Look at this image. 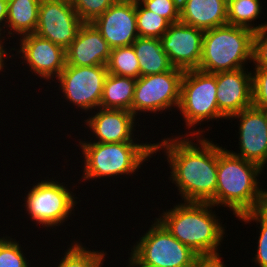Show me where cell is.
<instances>
[{
	"label": "cell",
	"instance_id": "obj_1",
	"mask_svg": "<svg viewBox=\"0 0 267 267\" xmlns=\"http://www.w3.org/2000/svg\"><path fill=\"white\" fill-rule=\"evenodd\" d=\"M175 135L155 144V155L164 150L171 170L168 178L184 202H208L215 206L218 143L203 136ZM192 138V139H191ZM166 154V155H165Z\"/></svg>",
	"mask_w": 267,
	"mask_h": 267
},
{
	"label": "cell",
	"instance_id": "obj_2",
	"mask_svg": "<svg viewBox=\"0 0 267 267\" xmlns=\"http://www.w3.org/2000/svg\"><path fill=\"white\" fill-rule=\"evenodd\" d=\"M263 170L218 144L215 207H227L236 217L266 207L267 189L260 187L258 178Z\"/></svg>",
	"mask_w": 267,
	"mask_h": 267
},
{
	"label": "cell",
	"instance_id": "obj_3",
	"mask_svg": "<svg viewBox=\"0 0 267 267\" xmlns=\"http://www.w3.org/2000/svg\"><path fill=\"white\" fill-rule=\"evenodd\" d=\"M215 206L208 202H179L163 210L156 218L178 241L189 247L199 257L221 255L225 237Z\"/></svg>",
	"mask_w": 267,
	"mask_h": 267
},
{
	"label": "cell",
	"instance_id": "obj_4",
	"mask_svg": "<svg viewBox=\"0 0 267 267\" xmlns=\"http://www.w3.org/2000/svg\"><path fill=\"white\" fill-rule=\"evenodd\" d=\"M92 139L80 140L78 144L84 158L81 162L84 165L81 176L84 183L90 179H113L125 174L131 177L155 154L154 143H96L91 142Z\"/></svg>",
	"mask_w": 267,
	"mask_h": 267
},
{
	"label": "cell",
	"instance_id": "obj_5",
	"mask_svg": "<svg viewBox=\"0 0 267 267\" xmlns=\"http://www.w3.org/2000/svg\"><path fill=\"white\" fill-rule=\"evenodd\" d=\"M253 37L252 30L235 25L205 30L198 70L215 74L245 68L253 61Z\"/></svg>",
	"mask_w": 267,
	"mask_h": 267
},
{
	"label": "cell",
	"instance_id": "obj_6",
	"mask_svg": "<svg viewBox=\"0 0 267 267\" xmlns=\"http://www.w3.org/2000/svg\"><path fill=\"white\" fill-rule=\"evenodd\" d=\"M154 221V222H153ZM131 246L128 267H193L199 257L156 219Z\"/></svg>",
	"mask_w": 267,
	"mask_h": 267
},
{
	"label": "cell",
	"instance_id": "obj_7",
	"mask_svg": "<svg viewBox=\"0 0 267 267\" xmlns=\"http://www.w3.org/2000/svg\"><path fill=\"white\" fill-rule=\"evenodd\" d=\"M216 90V73H206L198 69L184 71L177 109L184 118L186 129L191 130L186 131L189 134L185 133L184 136H205L204 127L203 130L201 127L198 130L193 128L206 121L227 119L218 109Z\"/></svg>",
	"mask_w": 267,
	"mask_h": 267
},
{
	"label": "cell",
	"instance_id": "obj_8",
	"mask_svg": "<svg viewBox=\"0 0 267 267\" xmlns=\"http://www.w3.org/2000/svg\"><path fill=\"white\" fill-rule=\"evenodd\" d=\"M64 183L54 179H42L25 194V213L37 226L42 225L46 230L57 229L56 226L63 225L68 217L74 214V206L79 203L76 200L78 197L70 191L68 184L65 186Z\"/></svg>",
	"mask_w": 267,
	"mask_h": 267
},
{
	"label": "cell",
	"instance_id": "obj_9",
	"mask_svg": "<svg viewBox=\"0 0 267 267\" xmlns=\"http://www.w3.org/2000/svg\"><path fill=\"white\" fill-rule=\"evenodd\" d=\"M183 75V70L173 67L167 72L137 78L132 101L133 115L138 117L141 113L157 114L178 109Z\"/></svg>",
	"mask_w": 267,
	"mask_h": 267
},
{
	"label": "cell",
	"instance_id": "obj_10",
	"mask_svg": "<svg viewBox=\"0 0 267 267\" xmlns=\"http://www.w3.org/2000/svg\"><path fill=\"white\" fill-rule=\"evenodd\" d=\"M108 75L107 65L71 66L65 65L56 78L63 98L80 108L82 112L100 108L105 79Z\"/></svg>",
	"mask_w": 267,
	"mask_h": 267
},
{
	"label": "cell",
	"instance_id": "obj_11",
	"mask_svg": "<svg viewBox=\"0 0 267 267\" xmlns=\"http://www.w3.org/2000/svg\"><path fill=\"white\" fill-rule=\"evenodd\" d=\"M82 24L71 0H41L35 34L66 49Z\"/></svg>",
	"mask_w": 267,
	"mask_h": 267
},
{
	"label": "cell",
	"instance_id": "obj_12",
	"mask_svg": "<svg viewBox=\"0 0 267 267\" xmlns=\"http://www.w3.org/2000/svg\"><path fill=\"white\" fill-rule=\"evenodd\" d=\"M17 40L20 41V47L18 49L11 47L8 52L16 50L17 55L21 54L19 58L23 59L22 64L26 63L29 71L38 75L40 79L54 81L65 68L66 54L62 46L35 33L24 35Z\"/></svg>",
	"mask_w": 267,
	"mask_h": 267
},
{
	"label": "cell",
	"instance_id": "obj_13",
	"mask_svg": "<svg viewBox=\"0 0 267 267\" xmlns=\"http://www.w3.org/2000/svg\"><path fill=\"white\" fill-rule=\"evenodd\" d=\"M239 119V152L233 155L267 167V110L249 107L229 117Z\"/></svg>",
	"mask_w": 267,
	"mask_h": 267
},
{
	"label": "cell",
	"instance_id": "obj_14",
	"mask_svg": "<svg viewBox=\"0 0 267 267\" xmlns=\"http://www.w3.org/2000/svg\"><path fill=\"white\" fill-rule=\"evenodd\" d=\"M203 35L204 30L180 21L170 24L160 40L174 68L183 71L199 68L202 58Z\"/></svg>",
	"mask_w": 267,
	"mask_h": 267
},
{
	"label": "cell",
	"instance_id": "obj_15",
	"mask_svg": "<svg viewBox=\"0 0 267 267\" xmlns=\"http://www.w3.org/2000/svg\"><path fill=\"white\" fill-rule=\"evenodd\" d=\"M92 24L111 49L131 46L139 37L136 21V0H117Z\"/></svg>",
	"mask_w": 267,
	"mask_h": 267
},
{
	"label": "cell",
	"instance_id": "obj_16",
	"mask_svg": "<svg viewBox=\"0 0 267 267\" xmlns=\"http://www.w3.org/2000/svg\"><path fill=\"white\" fill-rule=\"evenodd\" d=\"M245 69L216 73L217 105L227 119L252 106V74Z\"/></svg>",
	"mask_w": 267,
	"mask_h": 267
},
{
	"label": "cell",
	"instance_id": "obj_17",
	"mask_svg": "<svg viewBox=\"0 0 267 267\" xmlns=\"http://www.w3.org/2000/svg\"><path fill=\"white\" fill-rule=\"evenodd\" d=\"M97 112L84 120L88 129L96 137V143L137 142L134 136L136 119L130 111L98 108ZM135 127V128H134ZM97 138V139H96ZM137 139V141H136Z\"/></svg>",
	"mask_w": 267,
	"mask_h": 267
},
{
	"label": "cell",
	"instance_id": "obj_18",
	"mask_svg": "<svg viewBox=\"0 0 267 267\" xmlns=\"http://www.w3.org/2000/svg\"><path fill=\"white\" fill-rule=\"evenodd\" d=\"M111 47L92 23H83L75 40L65 49L66 65H107Z\"/></svg>",
	"mask_w": 267,
	"mask_h": 267
},
{
	"label": "cell",
	"instance_id": "obj_19",
	"mask_svg": "<svg viewBox=\"0 0 267 267\" xmlns=\"http://www.w3.org/2000/svg\"><path fill=\"white\" fill-rule=\"evenodd\" d=\"M226 0H189L180 8V22L202 30L227 25Z\"/></svg>",
	"mask_w": 267,
	"mask_h": 267
},
{
	"label": "cell",
	"instance_id": "obj_20",
	"mask_svg": "<svg viewBox=\"0 0 267 267\" xmlns=\"http://www.w3.org/2000/svg\"><path fill=\"white\" fill-rule=\"evenodd\" d=\"M132 46L138 59L140 76L167 72L173 68L160 39L138 37Z\"/></svg>",
	"mask_w": 267,
	"mask_h": 267
},
{
	"label": "cell",
	"instance_id": "obj_21",
	"mask_svg": "<svg viewBox=\"0 0 267 267\" xmlns=\"http://www.w3.org/2000/svg\"><path fill=\"white\" fill-rule=\"evenodd\" d=\"M40 2L41 0H8L6 19L8 39L14 34L22 37L35 33Z\"/></svg>",
	"mask_w": 267,
	"mask_h": 267
},
{
	"label": "cell",
	"instance_id": "obj_22",
	"mask_svg": "<svg viewBox=\"0 0 267 267\" xmlns=\"http://www.w3.org/2000/svg\"><path fill=\"white\" fill-rule=\"evenodd\" d=\"M136 79L108 73L103 87L100 108L126 110L132 113Z\"/></svg>",
	"mask_w": 267,
	"mask_h": 267
},
{
	"label": "cell",
	"instance_id": "obj_23",
	"mask_svg": "<svg viewBox=\"0 0 267 267\" xmlns=\"http://www.w3.org/2000/svg\"><path fill=\"white\" fill-rule=\"evenodd\" d=\"M262 3L260 0H233L228 2L227 24L244 27L256 32L267 27V22L256 26L254 21L262 13ZM253 22V24H252Z\"/></svg>",
	"mask_w": 267,
	"mask_h": 267
},
{
	"label": "cell",
	"instance_id": "obj_24",
	"mask_svg": "<svg viewBox=\"0 0 267 267\" xmlns=\"http://www.w3.org/2000/svg\"><path fill=\"white\" fill-rule=\"evenodd\" d=\"M79 240L71 241L64 252V256L58 259L56 267H103L107 252L89 250Z\"/></svg>",
	"mask_w": 267,
	"mask_h": 267
},
{
	"label": "cell",
	"instance_id": "obj_25",
	"mask_svg": "<svg viewBox=\"0 0 267 267\" xmlns=\"http://www.w3.org/2000/svg\"><path fill=\"white\" fill-rule=\"evenodd\" d=\"M107 70L108 73L113 75L131 77L134 79L139 78V63L133 46L111 49Z\"/></svg>",
	"mask_w": 267,
	"mask_h": 267
},
{
	"label": "cell",
	"instance_id": "obj_26",
	"mask_svg": "<svg viewBox=\"0 0 267 267\" xmlns=\"http://www.w3.org/2000/svg\"><path fill=\"white\" fill-rule=\"evenodd\" d=\"M136 21L139 37L160 39L170 26V22L158 14L147 10L136 0Z\"/></svg>",
	"mask_w": 267,
	"mask_h": 267
},
{
	"label": "cell",
	"instance_id": "obj_27",
	"mask_svg": "<svg viewBox=\"0 0 267 267\" xmlns=\"http://www.w3.org/2000/svg\"><path fill=\"white\" fill-rule=\"evenodd\" d=\"M237 219L247 224H250L251 221H255L257 223L256 225H260L257 226L260 230L258 231L260 236H258V241L256 242L257 250L254 254L255 257L252 258V262H255V266L267 267V206L262 209L244 213L237 217Z\"/></svg>",
	"mask_w": 267,
	"mask_h": 267
},
{
	"label": "cell",
	"instance_id": "obj_28",
	"mask_svg": "<svg viewBox=\"0 0 267 267\" xmlns=\"http://www.w3.org/2000/svg\"><path fill=\"white\" fill-rule=\"evenodd\" d=\"M22 249L16 239L0 237V267H30Z\"/></svg>",
	"mask_w": 267,
	"mask_h": 267
},
{
	"label": "cell",
	"instance_id": "obj_29",
	"mask_svg": "<svg viewBox=\"0 0 267 267\" xmlns=\"http://www.w3.org/2000/svg\"><path fill=\"white\" fill-rule=\"evenodd\" d=\"M117 0H71L75 12L83 23H92Z\"/></svg>",
	"mask_w": 267,
	"mask_h": 267
},
{
	"label": "cell",
	"instance_id": "obj_30",
	"mask_svg": "<svg viewBox=\"0 0 267 267\" xmlns=\"http://www.w3.org/2000/svg\"><path fill=\"white\" fill-rule=\"evenodd\" d=\"M254 70L251 71L252 106L267 110V68L254 67Z\"/></svg>",
	"mask_w": 267,
	"mask_h": 267
},
{
	"label": "cell",
	"instance_id": "obj_31",
	"mask_svg": "<svg viewBox=\"0 0 267 267\" xmlns=\"http://www.w3.org/2000/svg\"><path fill=\"white\" fill-rule=\"evenodd\" d=\"M147 10L167 19L170 23L180 21V8L175 0H138Z\"/></svg>",
	"mask_w": 267,
	"mask_h": 267
},
{
	"label": "cell",
	"instance_id": "obj_32",
	"mask_svg": "<svg viewBox=\"0 0 267 267\" xmlns=\"http://www.w3.org/2000/svg\"><path fill=\"white\" fill-rule=\"evenodd\" d=\"M252 65L267 68V27L254 32Z\"/></svg>",
	"mask_w": 267,
	"mask_h": 267
},
{
	"label": "cell",
	"instance_id": "obj_33",
	"mask_svg": "<svg viewBox=\"0 0 267 267\" xmlns=\"http://www.w3.org/2000/svg\"><path fill=\"white\" fill-rule=\"evenodd\" d=\"M222 255L198 257L193 267H226Z\"/></svg>",
	"mask_w": 267,
	"mask_h": 267
},
{
	"label": "cell",
	"instance_id": "obj_34",
	"mask_svg": "<svg viewBox=\"0 0 267 267\" xmlns=\"http://www.w3.org/2000/svg\"><path fill=\"white\" fill-rule=\"evenodd\" d=\"M7 10H8V0H0V38H6L5 36H2V35H5L4 33H7L5 29L6 19H7Z\"/></svg>",
	"mask_w": 267,
	"mask_h": 267
},
{
	"label": "cell",
	"instance_id": "obj_35",
	"mask_svg": "<svg viewBox=\"0 0 267 267\" xmlns=\"http://www.w3.org/2000/svg\"><path fill=\"white\" fill-rule=\"evenodd\" d=\"M5 40H6V38L5 39L4 38H0V71L1 72L4 70V67H5V64H6L5 63V61H6L5 59H7V57H8V59L9 58L12 59L14 55L17 56L16 54H11V55H10V53L8 54L7 50H9V49L4 48V47H6V45H4Z\"/></svg>",
	"mask_w": 267,
	"mask_h": 267
},
{
	"label": "cell",
	"instance_id": "obj_36",
	"mask_svg": "<svg viewBox=\"0 0 267 267\" xmlns=\"http://www.w3.org/2000/svg\"><path fill=\"white\" fill-rule=\"evenodd\" d=\"M189 0H175L177 6L181 8L183 5H185Z\"/></svg>",
	"mask_w": 267,
	"mask_h": 267
}]
</instances>
